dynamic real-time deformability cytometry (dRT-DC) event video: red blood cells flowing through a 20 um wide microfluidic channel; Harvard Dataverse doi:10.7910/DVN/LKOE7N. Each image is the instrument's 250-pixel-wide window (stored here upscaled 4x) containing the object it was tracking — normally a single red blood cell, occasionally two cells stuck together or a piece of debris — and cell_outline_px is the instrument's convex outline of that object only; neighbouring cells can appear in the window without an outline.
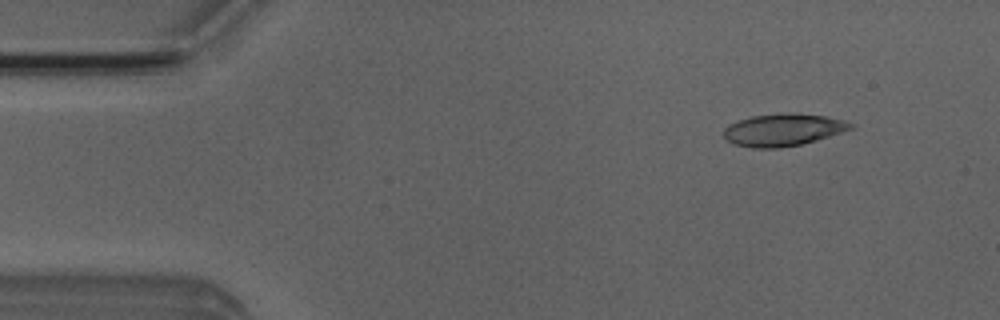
{"species": "Egyptian fruit bat (a non-hibernating species)", "species_latin": "Rousettus aegyptiacus", "temperature_condition": "room temperature", "stored_images_in_passage": 5, "camera_frame_rate_fps": 3000, "um_per_image_px": 0.085, "animal": {"sex": "male"}, "frame": {"image": 1, "passage_image": 2, "time_ms": 1.0, "image_size_px": [1000, 320], "cell_outline_px": [[856, 128], [816, 140], [800, 144], [780, 148], [752, 148], [732, 144], [724, 136], [724, 128], [728, 124], [752, 116], [788, 112], [796, 112], [824, 116], [844, 120], [852, 124]], "centroid_in_image_um": [66.57, 11.03], "position_along_channel_um": 18.4, "area_um2": 23.99}}